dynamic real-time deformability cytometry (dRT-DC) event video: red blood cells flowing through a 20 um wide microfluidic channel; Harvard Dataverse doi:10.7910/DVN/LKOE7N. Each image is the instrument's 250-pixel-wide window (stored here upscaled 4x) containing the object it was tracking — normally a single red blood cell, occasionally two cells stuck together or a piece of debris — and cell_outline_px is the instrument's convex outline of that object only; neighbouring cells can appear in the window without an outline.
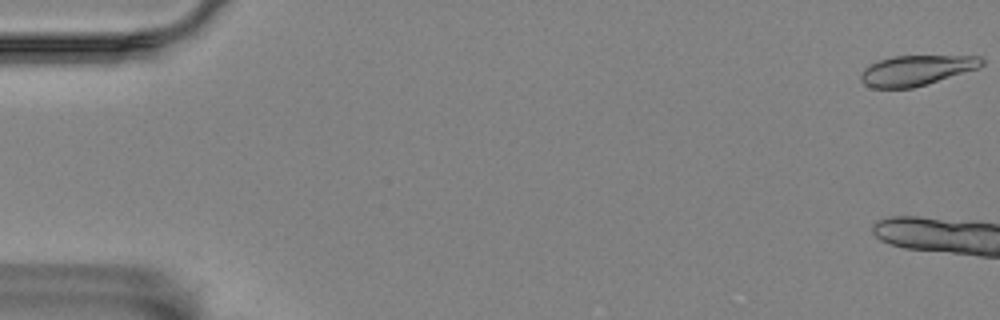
{"species": "Egyptian fruit bat (a non-hibernating species)", "species_latin": "Rousettus aegyptiacus", "temperature_condition": "room temperature", "stored_images_in_passage": 5, "camera_frame_rate_fps": 3000, "um_per_image_px": 0.085, "animal": {"sex": "female"}, "frame": {"image": 1, "passage_image": 1, "time_ms": 0.0, "image_size_px": [1000, 320], "cell_outline_px": [[984, 64], [980, 68], [912, 88], [872, 88], [864, 84], [860, 80], [860, 76], [864, 68], [880, 60], [892, 56], [980, 56], [984, 60]], "centroid_in_image_um": [77.9, 5.98], "position_along_channel_um": 7.1, "area_um2": 21.21}}